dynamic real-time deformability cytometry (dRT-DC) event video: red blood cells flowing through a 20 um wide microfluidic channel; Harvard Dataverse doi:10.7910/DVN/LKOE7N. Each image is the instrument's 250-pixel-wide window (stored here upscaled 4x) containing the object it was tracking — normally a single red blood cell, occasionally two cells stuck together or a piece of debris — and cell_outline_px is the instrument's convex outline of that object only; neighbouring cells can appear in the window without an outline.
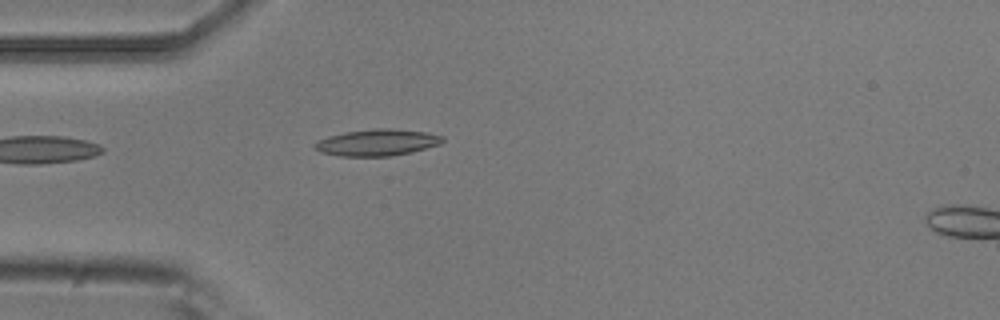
{"species": "common noctule bat (a hibernating species)", "species_latin": "Nyctalus noctula", "temperature_condition": "room temperature", "stored_images_in_passage": 1, "camera_frame_rate_fps": 3000, "um_per_image_px": 0.085, "animal": {"sex": "male", "body_mass_g": 20.5, "forearm_length_mm": 52.5}, "frame": {"image": 1, "passage_image": 1, "time_ms": 0.0, "image_size_px": [1000, 320], "cell_outline_px": [[444, 140], [440, 144], [412, 152], [392, 156], [340, 156], [320, 152], [312, 144], [316, 140], [328, 136], [344, 132], [372, 128], [392, 128], [428, 132], [444, 136]], "centroid_in_image_um": [32.06, 12.1], "position_along_channel_um": 52.9, "area_um2": 20.06}}